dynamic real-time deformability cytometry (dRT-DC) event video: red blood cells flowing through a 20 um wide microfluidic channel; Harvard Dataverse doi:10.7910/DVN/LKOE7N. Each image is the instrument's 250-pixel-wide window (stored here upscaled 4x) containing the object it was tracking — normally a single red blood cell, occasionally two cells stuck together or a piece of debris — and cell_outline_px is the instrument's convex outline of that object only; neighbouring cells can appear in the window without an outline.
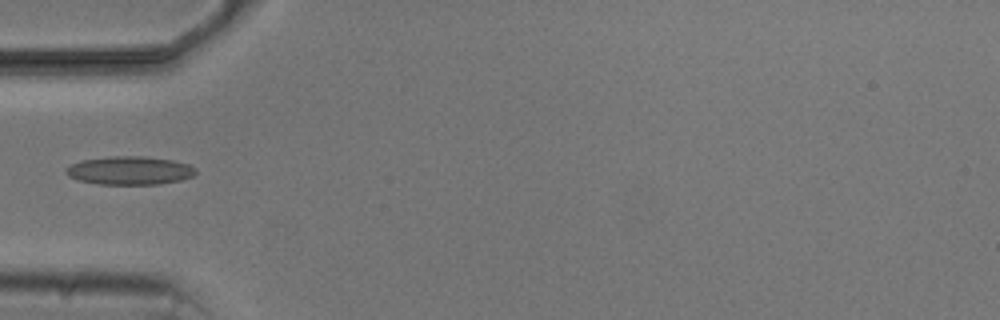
{"species": "common noctule bat (a hibernating species)", "species_latin": "Nyctalus noctula", "temperature_condition": "cold", "stored_images_in_passage": 3, "camera_frame_rate_fps": 3000, "um_per_image_px": 0.085, "animal": {"sex": "male", "body_mass_g": 20.5, "forearm_length_mm": 52.5}, "frame": {"image": 1, "passage_image": 2, "time_ms": 4.0, "image_size_px": [1000, 320], "cell_outline_px": [[196, 172], [192, 176], [180, 180], [156, 184], [96, 184], [80, 180], [68, 176], [64, 172], [72, 164], [84, 160], [112, 156], [144, 156], [172, 160], [188, 164], [196, 168]], "centroid_in_image_um": [11.04, 14.49], "position_along_channel_um": 74.0, "area_um2": 21.21}}
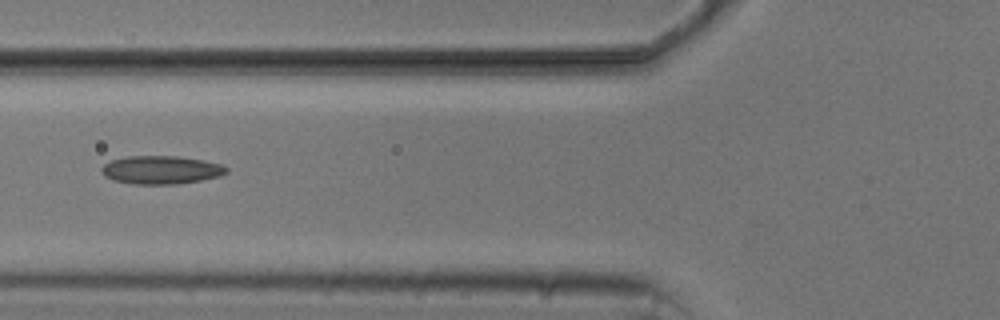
{"frame": {"image": 2, "passage_image": 3, "time_ms": 5.0, "image_size_px": [1000, 320], "cell_outline_px": [[228, 172], [220, 176], [200, 180], [176, 184], [136, 184], [112, 180], [104, 176], [100, 172], [100, 168], [104, 164], [112, 160], [124, 156], [176, 156], [200, 160], [220, 164], [228, 168]], "centroid_in_image_um": [13.64, 14.44], "position_along_channel_um": 112.2, "area_um2": 20.52}}